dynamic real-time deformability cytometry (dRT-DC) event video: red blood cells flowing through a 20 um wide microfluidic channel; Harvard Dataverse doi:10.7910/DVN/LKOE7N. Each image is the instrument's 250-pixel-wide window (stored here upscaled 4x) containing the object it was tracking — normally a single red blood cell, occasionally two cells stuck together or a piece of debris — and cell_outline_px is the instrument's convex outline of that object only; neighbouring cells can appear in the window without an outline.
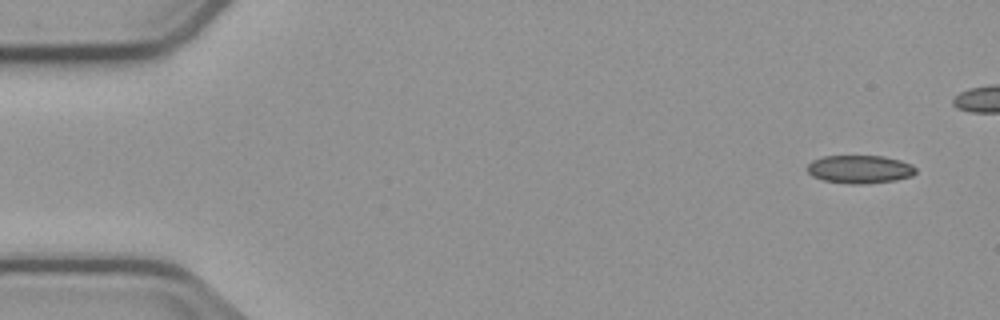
{"species": "common noctule bat (a hibernating species)", "species_latin": "Nyctalus noctula", "temperature_condition": "cold", "stored_images_in_passage": 4, "segment_of_instrument_passage": [2, 2], "camera_frame_rate_fps": 3000, "um_per_image_px": 0.085, "animal": {"sex": "male", "body_mass_g": 23.1, "forearm_length_mm": 52.7}, "frame": {"image": 1, "passage_image": 4, "time_ms": 5.0, "image_size_px": [1000, 320], "cell_outline_px": [[916, 172], [912, 176], [896, 180], [860, 184], [852, 184], [824, 180], [812, 176], [808, 172], [808, 164], [812, 160], [824, 156], [884, 156], [900, 160], [912, 164], [916, 168]], "centroid_in_image_um": [73.1, 14.38], "position_along_channel_um": 11.9, "area_um2": 17.74}}